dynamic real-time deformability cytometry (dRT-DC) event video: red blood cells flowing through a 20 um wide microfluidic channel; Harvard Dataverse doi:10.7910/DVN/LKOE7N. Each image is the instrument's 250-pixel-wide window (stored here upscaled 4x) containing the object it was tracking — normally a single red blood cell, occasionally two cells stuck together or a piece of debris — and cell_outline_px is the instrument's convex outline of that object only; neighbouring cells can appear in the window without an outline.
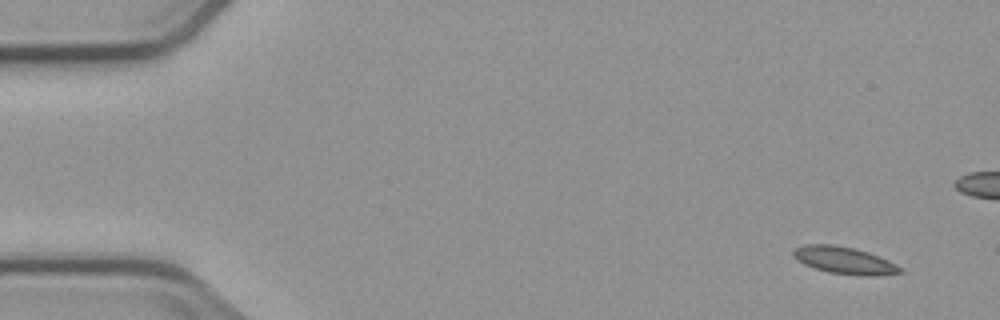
{"species": "common noctule bat (a hibernating species)", "species_latin": "Nyctalus noctula", "temperature_condition": "cold", "stored_images_in_passage": 7, "camera_frame_rate_fps": 3000, "um_per_image_px": 0.085, "animal": {"sex": "male", "body_mass_g": 23.1, "forearm_length_mm": 52.7}, "frame": {"image": 1, "passage_image": 1, "time_ms": 0.0, "image_size_px": [1000, 320], "cell_outline_px": [[904, 272], [880, 276], [860, 276], [828, 272], [804, 264], [796, 260], [792, 256], [792, 252], [796, 248], [804, 244], [832, 244], [852, 248], [868, 252], [888, 260], [904, 268]], "centroid_in_image_um": [71.79, 22.14], "position_along_channel_um": 13.2, "area_um2": 17.05}}
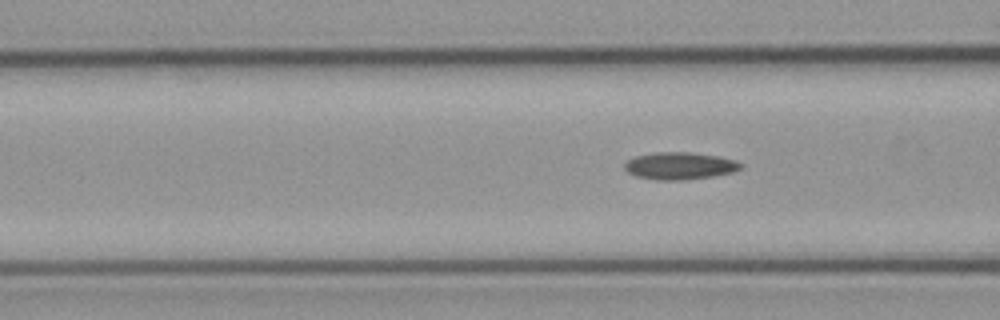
{"frame": {"image": 2, "passage_image": 7, "time_ms": 8.0, "image_size_px": [1000, 320], "cell_outline_px": [[744, 164], [740, 168], [732, 172], [712, 176], [680, 180], [656, 180], [636, 176], [628, 172], [624, 168], [624, 164], [628, 160], [636, 156], [656, 152], [688, 152], [716, 156], [736, 160]], "centroid_in_image_um": [57.76, 14.09], "position_along_channel_um": 108.8, "area_um2": 18.26}}